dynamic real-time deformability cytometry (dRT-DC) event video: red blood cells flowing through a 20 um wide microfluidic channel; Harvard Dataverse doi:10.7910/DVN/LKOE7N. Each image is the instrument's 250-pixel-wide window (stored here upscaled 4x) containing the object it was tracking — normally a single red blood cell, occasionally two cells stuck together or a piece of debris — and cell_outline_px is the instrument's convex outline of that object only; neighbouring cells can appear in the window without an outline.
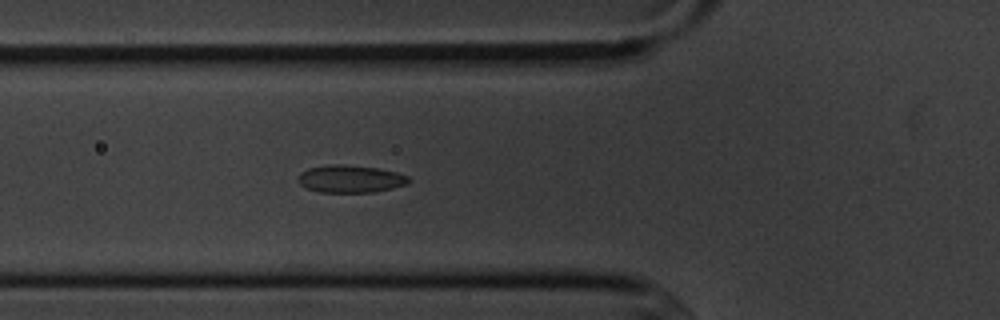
{"species": "common noctule bat (a hibernating species)", "species_latin": "Nyctalus noctula", "temperature_condition": "cold", "stored_images_in_passage": 5, "camera_frame_rate_fps": 3000, "um_per_image_px": 0.085, "animal": {"sex": "male", "body_mass_g": 20.1, "forearm_length_mm": 53.5}, "frame": {"image": 1, "passage_image": 5, "time_ms": 4.667, "image_size_px": [1000, 320], "cell_outline_px": [[408, 184], [392, 188], [372, 192], [320, 192], [304, 188], [296, 180], [300, 172], [308, 168], [328, 164], [344, 164], [380, 168], [396, 172], [408, 176]], "centroid_in_image_um": [29.73, 15.19], "position_along_channel_um": 96.1, "area_um2": 17.92}}